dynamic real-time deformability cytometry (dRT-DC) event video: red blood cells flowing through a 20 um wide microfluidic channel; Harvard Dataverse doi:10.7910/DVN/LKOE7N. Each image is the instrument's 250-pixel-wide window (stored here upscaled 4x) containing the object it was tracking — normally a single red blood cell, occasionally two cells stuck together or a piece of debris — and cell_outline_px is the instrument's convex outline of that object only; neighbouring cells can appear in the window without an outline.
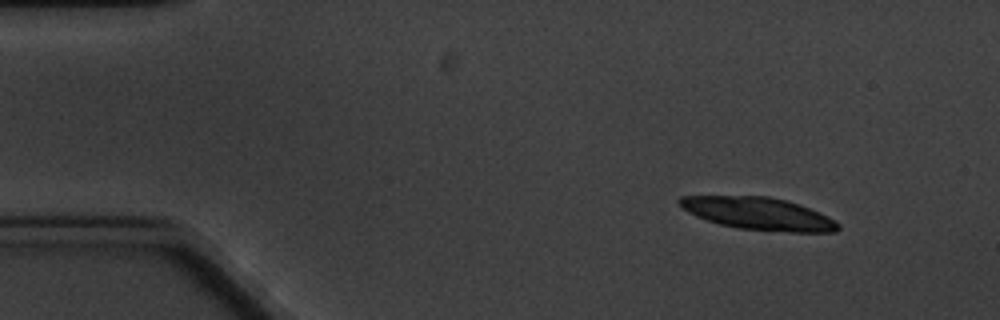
{"species": "common noctule bat (a hibernating species)", "species_latin": "Nyctalus noctula", "temperature_condition": "cold", "stored_images_in_passage": 15, "camera_frame_rate_fps": 3000, "um_per_image_px": 0.085, "animal": {"sex": "male", "body_mass_g": 20.1, "forearm_length_mm": 53.5}, "frame": {"image": 1, "passage_image": 1, "time_ms": 0.0, "image_size_px": [1000, 320], "cell_outline_px": [[840, 228], [836, 232], [788, 232], [736, 228], [720, 224], [696, 216], [680, 208], [676, 200], [680, 196], [768, 196], [800, 204], [836, 220], [840, 224]], "centroid_in_image_um": [64.45, 18.16], "position_along_channel_um": 20.5, "area_um2": 30.06}, "authors_computed_cell_mechanics": {"area_um2": 19.1896, "velocity_mm_per_s": 3.2601, "shape_relaxation_time_tau1_ms": null, "shape_relaxation_time_tau2_ms": 7.6835, "deformation_change_tau1": null, "deformation_change_tau2": 0.1375}}